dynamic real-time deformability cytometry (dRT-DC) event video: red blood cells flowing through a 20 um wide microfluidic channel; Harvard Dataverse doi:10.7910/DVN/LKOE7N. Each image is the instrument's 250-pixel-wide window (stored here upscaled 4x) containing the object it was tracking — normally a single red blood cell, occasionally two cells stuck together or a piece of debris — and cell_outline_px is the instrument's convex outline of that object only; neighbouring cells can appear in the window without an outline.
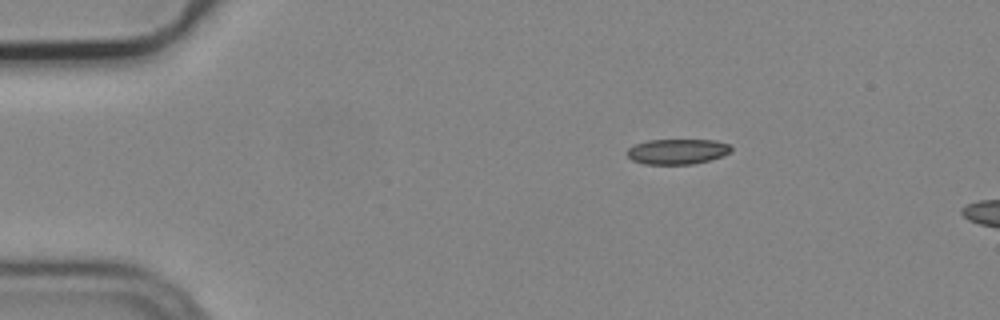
{"species": "common noctule bat (a hibernating species)", "species_latin": "Nyctalus noctula", "temperature_condition": "cold", "stored_images_in_passage": 3, "camera_frame_rate_fps": 3000, "um_per_image_px": 0.085, "animal": {"sex": "male", "body_mass_g": 19.2, "forearm_length_mm": 51.8}, "frame": {"image": 1, "passage_image": 1, "time_ms": 0.0, "image_size_px": [1000, 320], "cell_outline_px": [[732, 148], [728, 152], [720, 156], [708, 160], [692, 164], [644, 164], [632, 160], [628, 156], [628, 148], [636, 144], [648, 140], [716, 140], [728, 144]], "centroid_in_image_um": [57.54, 12.87], "position_along_channel_um": 27.5, "area_um2": 15.09}}